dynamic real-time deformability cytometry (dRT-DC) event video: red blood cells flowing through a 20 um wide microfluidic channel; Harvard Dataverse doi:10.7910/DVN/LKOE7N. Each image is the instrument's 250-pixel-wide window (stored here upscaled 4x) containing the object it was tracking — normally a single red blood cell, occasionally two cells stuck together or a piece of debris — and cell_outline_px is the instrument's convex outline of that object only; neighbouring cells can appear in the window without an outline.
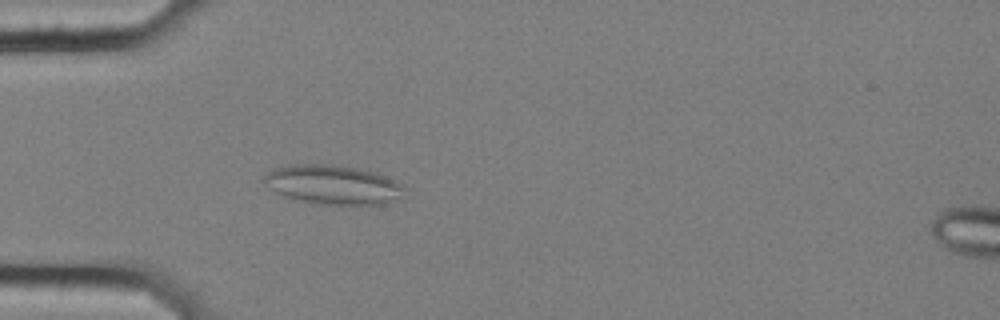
{"species": "common noctule bat (a hibernating species)", "species_latin": "Nyctalus noctula", "temperature_condition": "cold", "stored_images_in_passage": 41, "segment_of_instrument_passage": [1, 2], "camera_frame_rate_fps": 3000, "um_per_image_px": 0.085, "animal": {"sex": "female", "body_mass_g": 25.1}, "frame": {"image": 1, "passage_image": 1, "time_ms": 0.0, "image_size_px": [1000, 320], "cell_outline_px": [[404, 188], [400, 200], [384, 204], [316, 204], [292, 200], [280, 196], [264, 184], [260, 180], [272, 168], [288, 164], [328, 164], [368, 168], [404, 184]], "centroid_in_image_um": [28.27, 15.69], "position_along_channel_um": 56.7, "area_um2": 33.18}}